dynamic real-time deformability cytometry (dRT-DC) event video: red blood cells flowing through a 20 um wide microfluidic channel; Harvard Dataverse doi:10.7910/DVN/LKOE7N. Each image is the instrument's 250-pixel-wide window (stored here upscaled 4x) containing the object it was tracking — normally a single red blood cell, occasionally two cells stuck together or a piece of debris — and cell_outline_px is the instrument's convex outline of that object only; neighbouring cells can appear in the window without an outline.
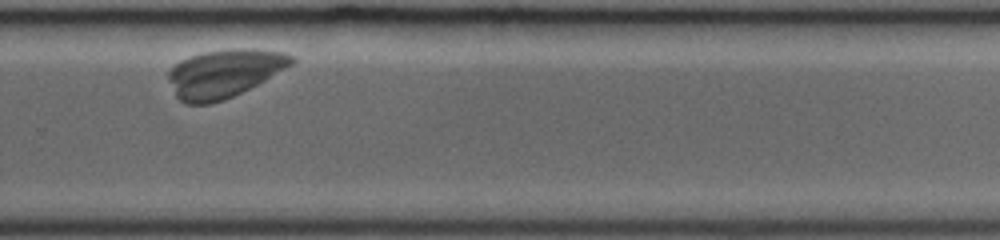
{"species": "common noctule bat (a hibernating species)", "species_latin": "Nyctalus noctula", "temperature_condition": "room temperature", "stored_images_in_passage": 23, "camera_frame_rate_fps": 3000, "um_per_image_px": 0.085, "animal": {"sex": "female", "body_mass_g": 19.0, "forearm_length_mm": 53.3}, "frame": {"image": 1, "passage_image": 17, "time_ms": 5.333, "image_size_px": [1000, 240], "cell_outline_px": [[296, 60], [292, 64], [264, 80], [224, 100], [208, 104], [188, 104], [180, 100], [176, 96], [168, 76], [168, 72], [180, 60], [204, 52], [240, 48], [252, 48], [284, 52], [296, 56]], "centroid_in_image_um": [19.07, 6.22], "position_along_channel_um": 310.7, "area_um2": 34.04}}